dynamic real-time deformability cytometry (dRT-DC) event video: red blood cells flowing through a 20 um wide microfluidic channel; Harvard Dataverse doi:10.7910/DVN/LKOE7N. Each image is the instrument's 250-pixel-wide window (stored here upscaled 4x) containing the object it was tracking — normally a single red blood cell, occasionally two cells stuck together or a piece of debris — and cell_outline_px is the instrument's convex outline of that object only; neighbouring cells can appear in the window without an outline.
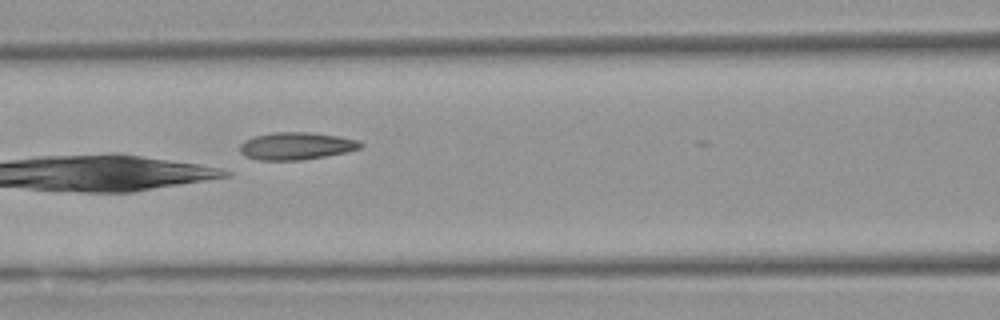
{"species": "Egyptian fruit bat (a non-hibernating species)", "species_latin": "Rousettus aegyptiacus", "temperature_condition": "warm", "stored_images_in_passage": 6, "camera_frame_rate_fps": 3000, "um_per_image_px": 0.085, "animal": {"sex": "female"}, "frame": {"image": 1, "passage_image": 5, "time_ms": 6.0, "image_size_px": [1000, 320], "cell_outline_px": [[364, 144], [360, 148], [344, 152], [324, 156], [300, 160], [260, 160], [244, 156], [240, 152], [240, 144], [244, 140], [252, 136], [276, 132], [308, 132], [340, 136], [360, 140]], "centroid_in_image_um": [25.16, 12.4], "position_along_channel_um": 141.4, "area_um2": 19.31}}
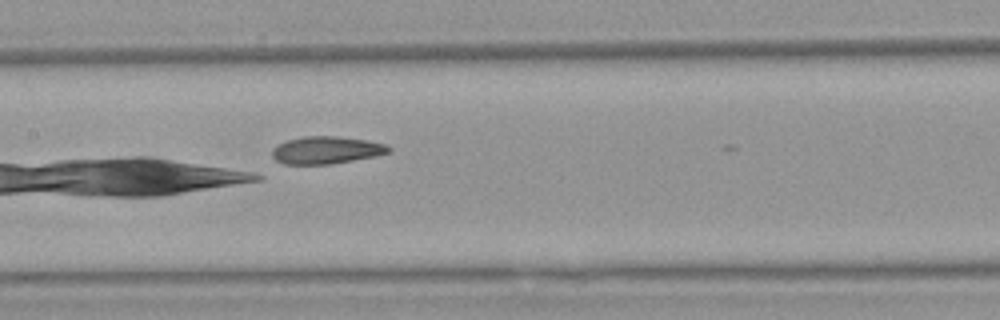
{"frame": {"image": 2, "passage_image": 6, "time_ms": 7.0, "image_size_px": [1000, 320], "cell_outline_px": [[392, 148], [388, 152], [376, 156], [332, 164], [284, 164], [276, 160], [272, 156], [272, 148], [288, 140], [304, 136], [336, 136], [368, 140], [388, 144]], "centroid_in_image_um": [27.77, 12.76], "position_along_channel_um": 179.6, "area_um2": 18.67}}